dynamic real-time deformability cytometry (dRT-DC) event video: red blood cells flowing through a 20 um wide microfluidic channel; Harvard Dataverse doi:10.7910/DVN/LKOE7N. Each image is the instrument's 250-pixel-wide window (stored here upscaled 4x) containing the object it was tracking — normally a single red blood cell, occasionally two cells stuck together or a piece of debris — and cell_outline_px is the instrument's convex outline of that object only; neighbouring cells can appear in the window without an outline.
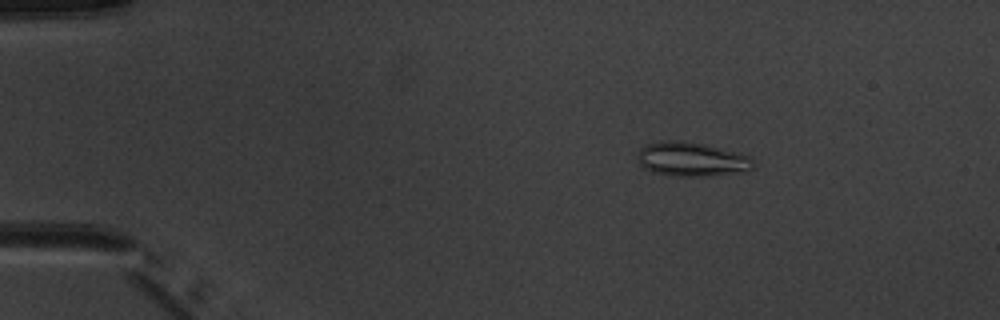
{"species": "common noctule bat (a hibernating species)", "species_latin": "Nyctalus noctula", "temperature_condition": "warm", "stored_images_in_passage": 3, "camera_frame_rate_fps": 3000, "um_per_image_px": 0.085, "animal": {"sex": "male", "body_mass_g": 20.1, "forearm_length_mm": 53.5}, "frame": {"image": 1, "passage_image": 2, "time_ms": 1.333, "image_size_px": [1000, 320], "cell_outline_px": [[756, 164], [752, 168], [744, 172], [712, 176], [676, 176], [652, 172], [644, 168], [640, 164], [636, 156], [636, 152], [644, 144], [660, 140], [680, 140], [704, 144], [752, 156]], "centroid_in_image_um": [58.78, 13.53], "position_along_channel_um": 26.2, "area_um2": 23.58}}